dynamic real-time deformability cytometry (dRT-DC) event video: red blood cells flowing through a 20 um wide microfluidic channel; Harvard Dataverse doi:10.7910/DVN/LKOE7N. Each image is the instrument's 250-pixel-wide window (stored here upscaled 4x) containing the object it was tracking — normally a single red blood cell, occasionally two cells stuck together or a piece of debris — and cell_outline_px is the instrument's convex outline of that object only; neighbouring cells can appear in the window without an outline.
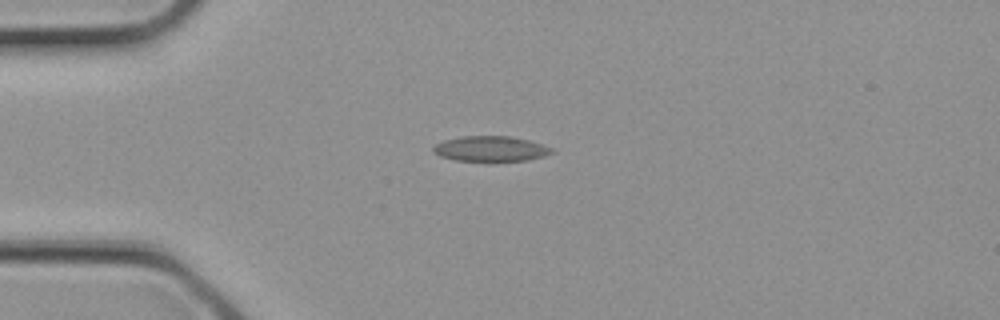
{"species": "common noctule bat (a hibernating species)", "species_latin": "Nyctalus noctula", "temperature_condition": "cold", "stored_images_in_passage": 3, "camera_frame_rate_fps": 3000, "um_per_image_px": 0.085, "animal": {"sex": "female", "body_mass_g": 21.9}, "frame": {"image": 1, "passage_image": 3, "time_ms": 0.667, "image_size_px": [1000, 320], "cell_outline_px": [[552, 152], [544, 156], [528, 160], [492, 164], [456, 160], [440, 156], [432, 152], [432, 148], [436, 144], [444, 140], [460, 136], [508, 136], [528, 140], [552, 148]], "centroid_in_image_um": [41.67, 12.69], "position_along_channel_um": 43.3, "area_um2": 18.15}}